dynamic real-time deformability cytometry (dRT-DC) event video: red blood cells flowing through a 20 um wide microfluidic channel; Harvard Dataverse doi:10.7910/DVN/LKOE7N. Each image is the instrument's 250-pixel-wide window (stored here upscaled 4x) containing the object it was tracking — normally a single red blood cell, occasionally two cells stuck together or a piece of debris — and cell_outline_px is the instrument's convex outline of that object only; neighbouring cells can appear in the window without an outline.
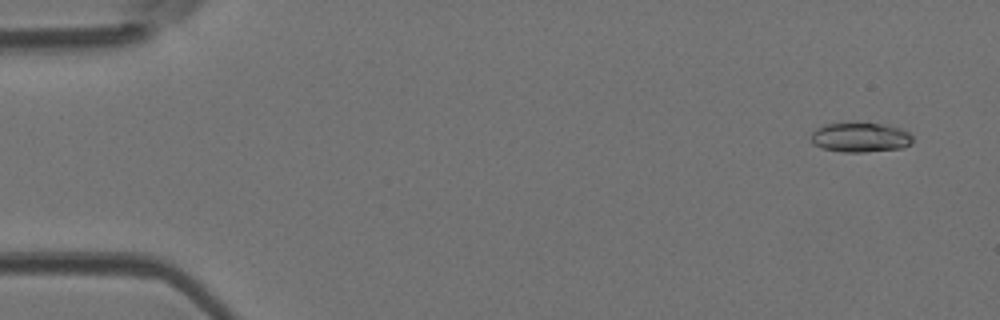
{"species": "Egyptian fruit bat (a non-hibernating species)", "species_latin": "Rousettus aegyptiacus", "temperature_condition": "room temperature", "stored_images_in_passage": 5, "camera_frame_rate_fps": 3000, "um_per_image_px": 0.085, "animal": {"sex": "female"}, "frame": {"image": 1, "passage_image": 1, "time_ms": 0.0, "image_size_px": [1000, 320], "cell_outline_px": [[912, 144], [904, 148], [864, 152], [844, 152], [820, 148], [812, 144], [812, 132], [816, 128], [824, 124], [884, 124], [900, 128], [908, 132], [912, 136]], "centroid_in_image_um": [73.14, 11.7], "position_along_channel_um": 11.9, "area_um2": 17.46}}